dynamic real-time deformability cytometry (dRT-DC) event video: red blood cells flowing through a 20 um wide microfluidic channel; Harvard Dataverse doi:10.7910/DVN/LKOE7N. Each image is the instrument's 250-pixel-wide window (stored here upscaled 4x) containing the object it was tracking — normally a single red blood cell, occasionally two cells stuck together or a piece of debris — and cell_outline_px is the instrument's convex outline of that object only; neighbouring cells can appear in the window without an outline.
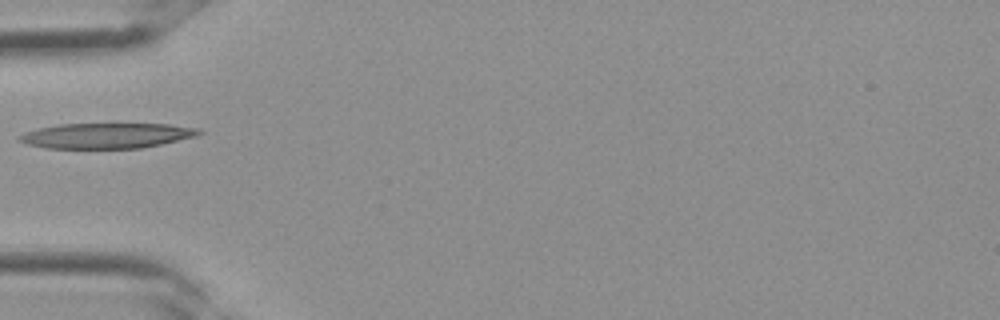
{"species": "Egyptian fruit bat (a non-hibernating species)", "species_latin": "Rousettus aegyptiacus", "temperature_condition": "room temperature", "stored_images_in_passage": 4, "camera_frame_rate_fps": 3000, "um_per_image_px": 0.085, "frame": {"image": 1, "passage_image": 4, "time_ms": 1.0, "image_size_px": [1000, 320], "cell_outline_px": [[204, 132], [196, 136], [160, 144], [140, 148], [44, 148], [28, 144], [20, 140], [16, 136], [24, 132], [40, 128], [60, 124], [168, 124], [200, 128]], "centroid_in_image_um": [9.07, 11.52], "position_along_channel_um": 75.9, "area_um2": 26.36}}